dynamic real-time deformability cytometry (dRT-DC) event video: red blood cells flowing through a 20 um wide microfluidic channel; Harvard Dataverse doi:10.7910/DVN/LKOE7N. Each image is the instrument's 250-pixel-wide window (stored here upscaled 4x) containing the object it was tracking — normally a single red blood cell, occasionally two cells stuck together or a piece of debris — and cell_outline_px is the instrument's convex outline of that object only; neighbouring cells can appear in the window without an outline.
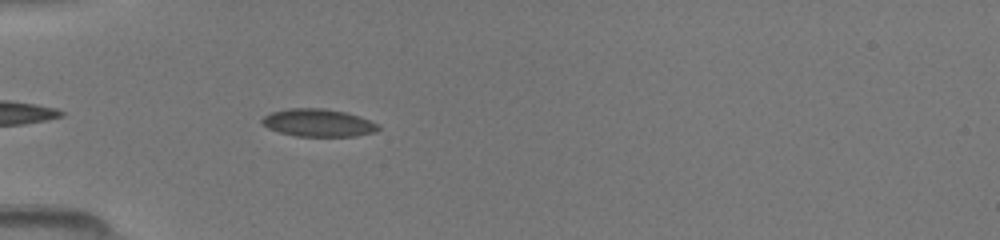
{"species": "common noctule bat (a hibernating species)", "species_latin": "Nyctalus noctula", "temperature_condition": "room temperature", "stored_images_in_passage": 22, "camera_frame_rate_fps": 3000, "um_per_image_px": 0.085, "animal": {"sex": "female", "body_mass_g": 19.5, "forearm_length_mm": 54.1}, "frame": {"image": 1, "passage_image": 4, "time_ms": 1.0, "image_size_px": [1000, 240], "cell_outline_px": [[380, 128], [376, 132], [356, 136], [296, 136], [280, 132], [268, 128], [260, 124], [260, 120], [264, 116], [272, 112], [288, 108], [324, 108], [344, 112], [360, 116], [380, 124]], "centroid_in_image_um": [27.06, 10.44], "position_along_channel_um": 57.9, "area_um2": 18.9}}
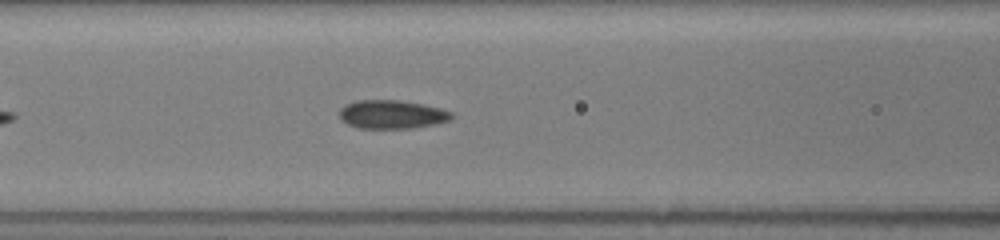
{"frame": {"image": 2, "passage_image": 10, "time_ms": 3.0, "image_size_px": [1000, 240], "cell_outline_px": [[452, 120], [436, 124], [412, 128], [360, 128], [348, 124], [340, 120], [340, 108], [344, 104], [360, 100], [400, 100], [424, 104], [440, 108], [452, 112]], "centroid_in_image_um": [33.32, 9.72], "position_along_channel_um": 133.3, "area_um2": 18.79}}
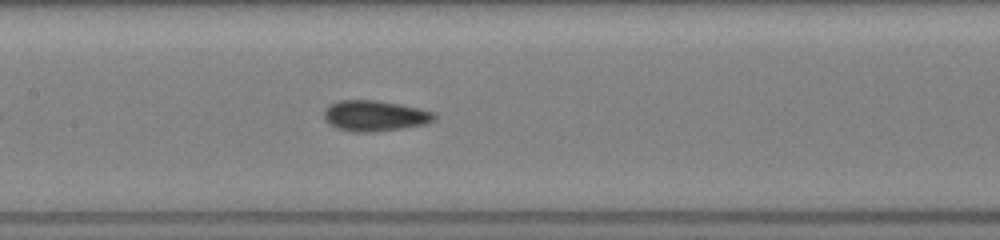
{"frame": {"image": 3, "passage_image": 13, "time_ms": 4.0, "image_size_px": [1000, 240], "cell_outline_px": [[436, 120], [424, 124], [404, 128], [372, 132], [352, 132], [336, 128], [328, 124], [324, 120], [324, 108], [328, 104], [340, 100], [376, 100], [400, 104], [420, 108], [436, 112]], "centroid_in_image_um": [31.84, 9.84], "position_along_channel_um": 175.6, "area_um2": 20.11}}